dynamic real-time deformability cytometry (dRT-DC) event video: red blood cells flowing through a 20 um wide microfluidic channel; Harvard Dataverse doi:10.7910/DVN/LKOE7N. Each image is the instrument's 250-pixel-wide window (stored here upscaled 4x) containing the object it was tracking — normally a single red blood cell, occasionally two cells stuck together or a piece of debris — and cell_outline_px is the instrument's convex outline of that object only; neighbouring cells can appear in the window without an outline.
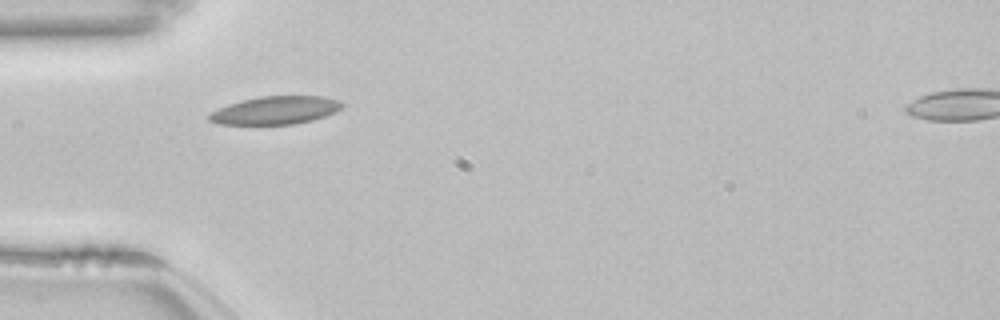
{"species": "common noctule bat (a hibernating species)", "species_latin": "Nyctalus noctula", "temperature_condition": "room temperature", "stored_images_in_passage": 4, "camera_frame_rate_fps": 3000, "um_per_image_px": 0.085, "animal": {"sex": "female", "body_mass_g": 22.7, "forearm_length_mm": 54.2}, "frame": {"image": 1, "passage_image": 1, "time_ms": 0.0, "image_size_px": [1000, 320], "cell_outline_px": [[344, 104], [340, 108], [324, 116], [312, 120], [296, 124], [220, 124], [208, 120], [204, 116], [228, 104], [260, 96], [320, 96], [340, 100]], "centroid_in_image_um": [23.38, 9.37], "position_along_channel_um": 61.6, "area_um2": 21.5}}